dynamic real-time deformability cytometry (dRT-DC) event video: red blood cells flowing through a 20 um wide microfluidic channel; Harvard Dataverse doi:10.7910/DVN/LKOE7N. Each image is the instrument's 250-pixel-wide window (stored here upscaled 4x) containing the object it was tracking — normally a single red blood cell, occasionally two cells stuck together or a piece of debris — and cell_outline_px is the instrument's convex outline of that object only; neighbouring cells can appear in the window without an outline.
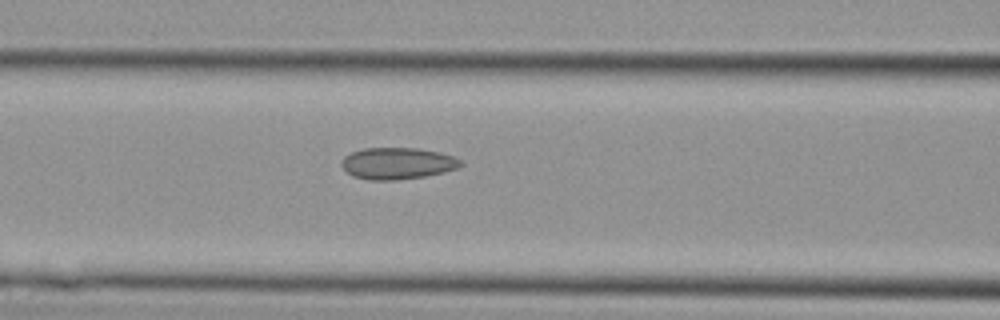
{"species": "Egyptian fruit bat (a non-hibernating species)", "species_latin": "Rousettus aegyptiacus", "temperature_condition": "cold", "stored_images_in_passage": 4, "segment_of_instrument_passage": [1, 2], "camera_frame_rate_fps": 3000, "um_per_image_px": 0.085, "animal": {"sex": "female"}, "frame": {"image": 1, "passage_image": 3, "time_ms": 0.667, "image_size_px": [1000, 320], "cell_outline_px": [[464, 164], [456, 168], [444, 172], [424, 176], [396, 180], [368, 180], [352, 176], [340, 164], [344, 156], [352, 152], [364, 148], [416, 148], [440, 152], [452, 156], [460, 160]], "centroid_in_image_um": [33.76, 13.89], "position_along_channel_um": 132.8, "area_um2": 21.91}}